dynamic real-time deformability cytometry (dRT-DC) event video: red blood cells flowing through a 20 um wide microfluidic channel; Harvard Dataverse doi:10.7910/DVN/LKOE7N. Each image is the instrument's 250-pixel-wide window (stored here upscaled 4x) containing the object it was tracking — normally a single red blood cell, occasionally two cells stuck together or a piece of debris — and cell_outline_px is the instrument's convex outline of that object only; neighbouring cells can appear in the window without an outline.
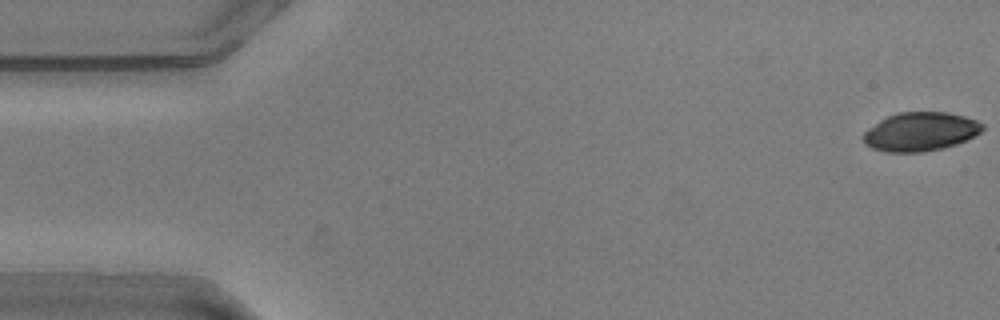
{"species": "common noctule bat (a hibernating species)", "species_latin": "Nyctalus noctula", "temperature_condition": "warm", "stored_images_in_passage": 52, "camera_frame_rate_fps": 3000, "um_per_image_px": 0.085, "animal": {"sex": "male", "body_mass_g": 20.5, "forearm_length_mm": 52.5}, "frame": {"image": 1, "passage_image": 1, "time_ms": 0.0, "image_size_px": [1000, 320], "cell_outline_px": [[984, 128], [980, 132], [956, 144], [944, 148], [924, 152], [888, 152], [872, 148], [864, 144], [864, 132], [868, 128], [880, 120], [888, 116], [900, 112], [948, 112], [964, 116], [976, 120], [984, 124]], "centroid_in_image_um": [78.23, 11.19], "position_along_channel_um": 6.8, "area_um2": 26.82}}
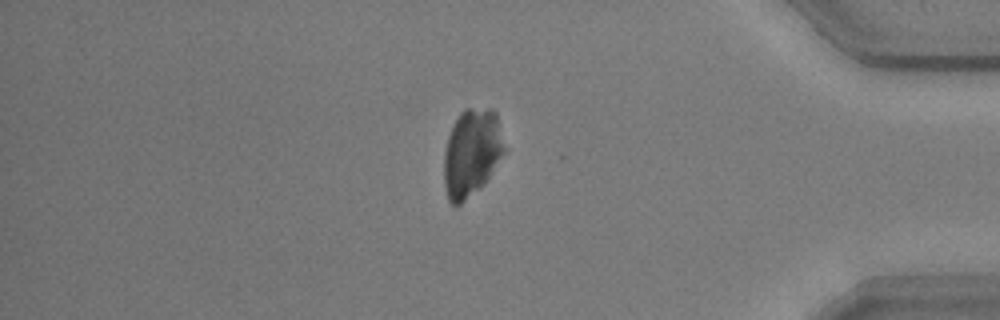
{"frame": {"image": 2, "passage_image": 47, "time_ms": 15.333, "image_size_px": [1000, 320], "cell_outline_px": [[504, 152], [484, 184], [456, 208], [448, 200], [444, 184], [444, 152], [448, 136], [460, 112], [464, 108], [492, 108], [496, 112], [504, 148]], "centroid_in_image_um": [40.06, 12.99], "position_along_channel_um": 395.1, "area_um2": 30.63}}